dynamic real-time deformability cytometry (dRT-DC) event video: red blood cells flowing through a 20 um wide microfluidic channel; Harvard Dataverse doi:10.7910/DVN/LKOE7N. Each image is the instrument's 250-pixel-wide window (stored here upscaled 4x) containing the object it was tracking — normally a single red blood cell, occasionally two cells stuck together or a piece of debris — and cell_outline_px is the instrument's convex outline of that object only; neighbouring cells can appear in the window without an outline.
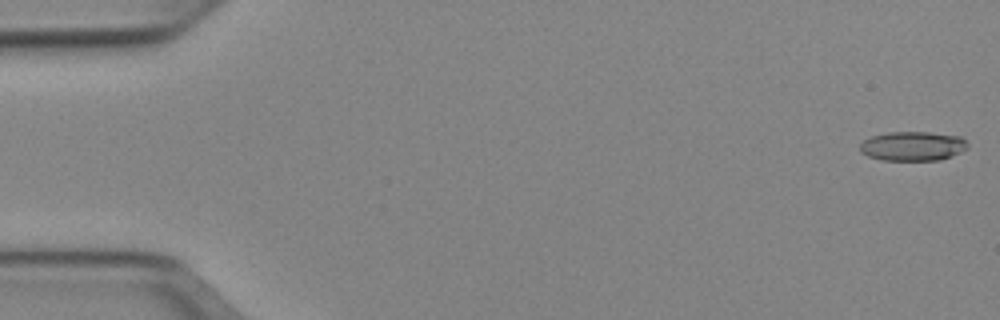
{"species": "Egyptian fruit bat (a non-hibernating species)", "species_latin": "Rousettus aegyptiacus", "temperature_condition": "cold", "stored_images_in_passage": 51, "camera_frame_rate_fps": 3000, "um_per_image_px": 0.085, "animal": {"sex": "female"}, "frame": {"image": 1, "passage_image": 1, "time_ms": 0.0, "image_size_px": [1000, 320], "cell_outline_px": [[968, 148], [960, 152], [940, 160], [880, 160], [868, 156], [860, 152], [860, 144], [864, 140], [872, 136], [888, 132], [928, 132], [960, 136], [968, 144]], "centroid_in_image_um": [77.56, 12.42], "position_along_channel_um": 7.4, "area_um2": 18.38}}
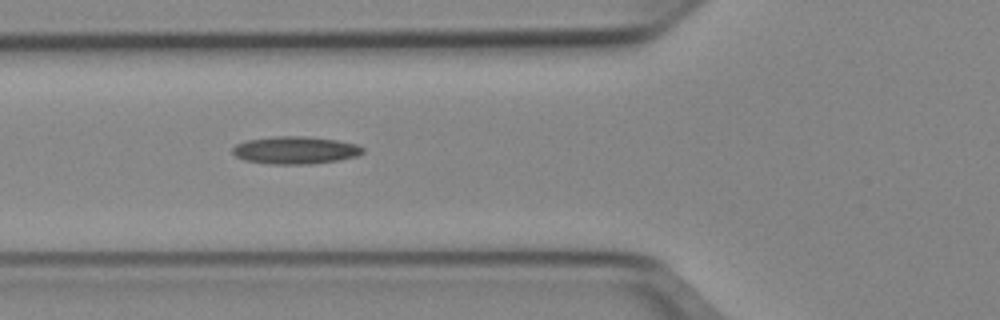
{"frame": {"image": 2, "passage_image": 19, "time_ms": 6.0, "image_size_px": [1000, 320], "cell_outline_px": [[364, 152], [356, 156], [340, 160], [312, 164], [272, 164], [244, 160], [236, 156], [232, 152], [232, 148], [236, 144], [248, 140], [276, 136], [304, 136], [336, 140], [356, 144], [364, 148]], "centroid_in_image_um": [25.11, 12.77], "position_along_channel_um": 100.7, "area_um2": 20.87}}
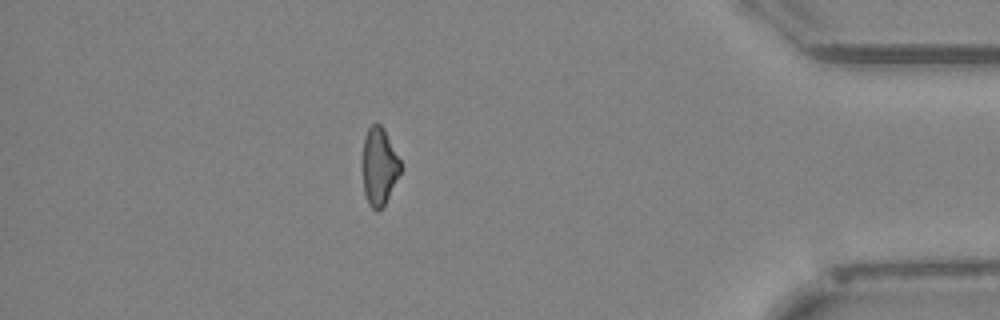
{"frame": {"image": 3, "passage_image": 45, "time_ms": 14.667, "image_size_px": [1000, 320], "cell_outline_px": [[404, 168], [384, 204], [376, 212], [368, 204], [364, 192], [364, 136], [368, 128], [372, 124], [380, 124], [384, 128]], "centroid_in_image_um": [32.27, 14.14], "position_along_channel_um": 402.9, "area_um2": 16.99}}